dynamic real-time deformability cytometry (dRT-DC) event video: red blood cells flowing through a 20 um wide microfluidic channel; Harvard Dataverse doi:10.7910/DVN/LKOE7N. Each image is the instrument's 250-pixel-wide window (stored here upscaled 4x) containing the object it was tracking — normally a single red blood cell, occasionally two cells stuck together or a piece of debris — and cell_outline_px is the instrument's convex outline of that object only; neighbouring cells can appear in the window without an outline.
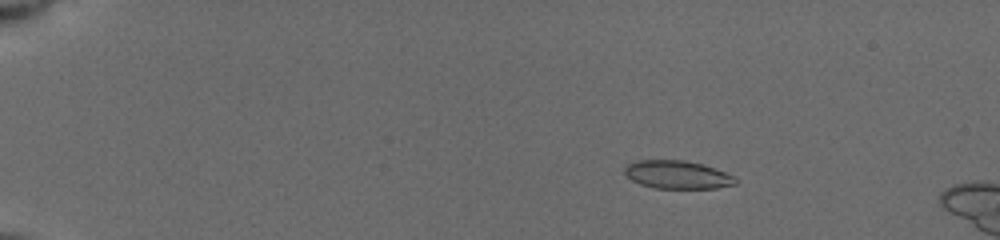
{"species": "common noctule bat (a hibernating species)", "species_latin": "Nyctalus noctula", "temperature_condition": "cold", "stored_images_in_passage": 15, "camera_frame_rate_fps": 3000, "um_per_image_px": 0.085, "animal": {"sex": "female", "body_mass_g": 19.5, "forearm_length_mm": 54.1}, "frame": {"image": 1, "passage_image": 9, "time_ms": 3.333, "image_size_px": [1000, 240], "cell_outline_px": [[736, 184], [716, 188], [656, 188], [640, 184], [632, 180], [624, 172], [624, 168], [628, 164], [636, 160], [684, 160], [704, 164], [736, 176]], "centroid_in_image_um": [57.59, 14.84], "position_along_channel_um": 27.4, "area_um2": 18.21}}